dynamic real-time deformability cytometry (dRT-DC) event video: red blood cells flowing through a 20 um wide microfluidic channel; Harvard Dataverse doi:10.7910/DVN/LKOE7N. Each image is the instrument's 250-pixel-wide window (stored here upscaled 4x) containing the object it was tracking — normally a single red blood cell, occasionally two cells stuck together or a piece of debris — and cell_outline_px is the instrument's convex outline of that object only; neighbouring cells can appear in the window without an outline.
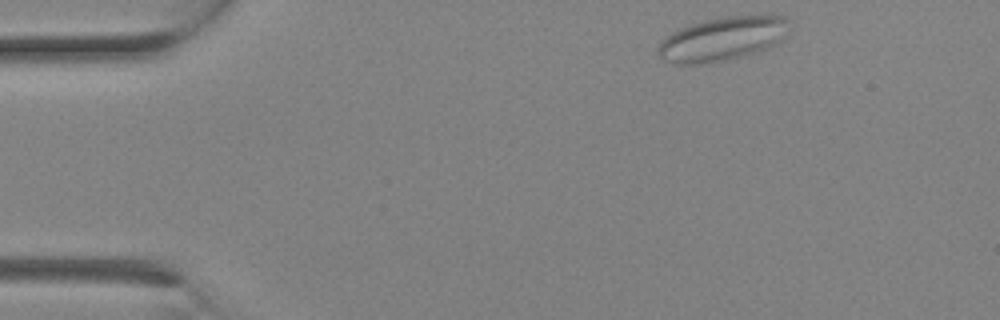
{"species": "Egyptian fruit bat (a non-hibernating species)", "species_latin": "Rousettus aegyptiacus", "temperature_condition": "room temperature", "stored_images_in_passage": 5, "camera_frame_rate_fps": 3000, "um_per_image_px": 0.085, "animal": {"sex": "female"}, "frame": {"image": 1, "passage_image": 1, "time_ms": 0.0, "image_size_px": [1000, 320], "cell_outline_px": [[788, 20], [780, 40], [756, 52], [720, 60], [692, 64], [676, 64], [664, 60], [656, 52], [656, 48], [660, 40], [672, 32], [680, 28], [692, 24], [724, 16], [764, 12], [784, 16]], "centroid_in_image_um": [61.36, 3.25], "position_along_channel_um": 23.6, "area_um2": 33.23}}